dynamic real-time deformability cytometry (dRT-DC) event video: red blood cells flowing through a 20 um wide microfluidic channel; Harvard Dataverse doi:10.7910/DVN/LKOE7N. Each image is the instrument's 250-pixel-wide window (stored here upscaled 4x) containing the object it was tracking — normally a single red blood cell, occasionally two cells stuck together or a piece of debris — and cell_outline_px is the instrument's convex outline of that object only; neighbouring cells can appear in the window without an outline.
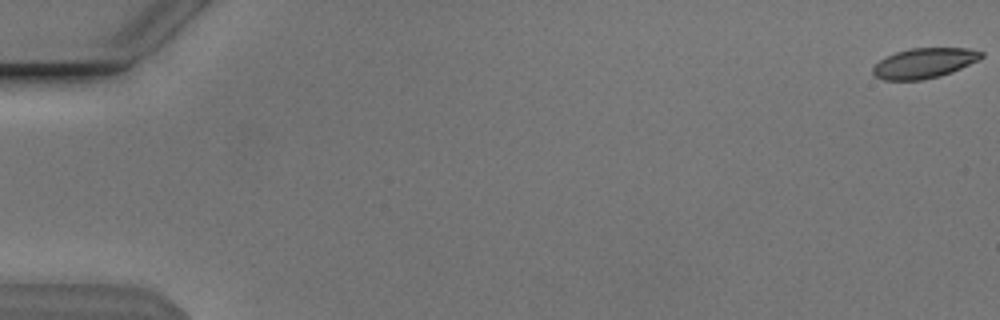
{"species": "Egyptian fruit bat (a non-hibernating species)", "species_latin": "Rousettus aegyptiacus", "temperature_condition": "cold", "stored_images_in_passage": 13, "camera_frame_rate_fps": 3000, "um_per_image_px": 0.085, "animal": {"sex": "male"}, "frame": {"image": 1, "passage_image": 1, "time_ms": 0.0, "image_size_px": [1000, 320], "cell_outline_px": [[984, 56], [980, 60], [952, 72], [940, 76], [920, 80], [884, 80], [876, 76], [872, 72], [872, 68], [880, 60], [896, 52], [908, 48], [968, 48], [984, 52]], "centroid_in_image_um": [78.59, 5.36], "position_along_channel_um": 6.4, "area_um2": 19.07}}